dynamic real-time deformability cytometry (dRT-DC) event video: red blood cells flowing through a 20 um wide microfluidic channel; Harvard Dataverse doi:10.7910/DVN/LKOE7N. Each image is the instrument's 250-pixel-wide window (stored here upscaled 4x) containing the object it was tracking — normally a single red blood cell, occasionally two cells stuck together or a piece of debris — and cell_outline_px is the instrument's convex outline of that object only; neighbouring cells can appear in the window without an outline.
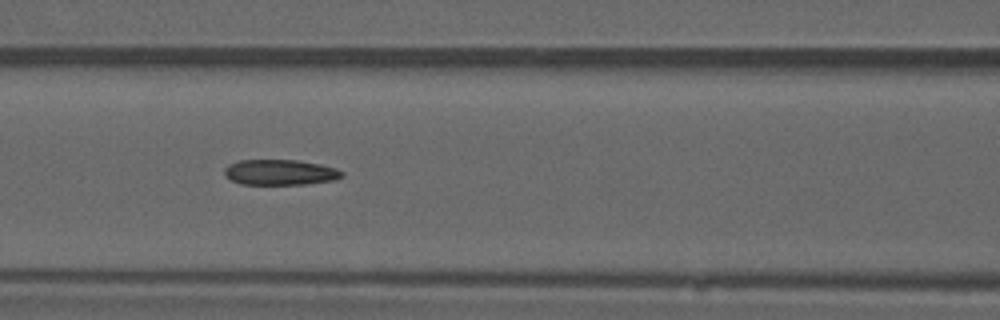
{"species": "common noctule bat (a hibernating species)", "species_latin": "Nyctalus noctula", "temperature_condition": "warm", "stored_images_in_passage": 51, "camera_frame_rate_fps": 3000, "um_per_image_px": 0.085, "animal": {"sex": "male", "forearm_length_mm": 52.5}, "frame": {"image": 1, "passage_image": 22, "time_ms": 7.0, "image_size_px": [1000, 320], "cell_outline_px": [[344, 176], [336, 180], [308, 184], [240, 184], [232, 180], [224, 172], [224, 168], [228, 164], [240, 160], [296, 160], [320, 164], [336, 168], [344, 172]], "centroid_in_image_um": [23.85, 14.64], "position_along_channel_um": 142.7, "area_um2": 17.51}, "authors_computed_cell_mechanics": {"area_um2": 17.9758, "velocity_mm_per_s": 3.9703, "shape_relaxation_time_tau1_ms": null, "shape_relaxation_time_tau2_ms": 3.288, "deformation_change_tau1": null, "deformation_change_tau2": 0.116}}